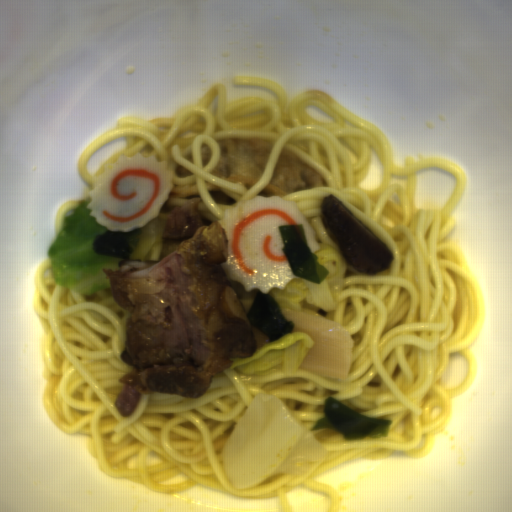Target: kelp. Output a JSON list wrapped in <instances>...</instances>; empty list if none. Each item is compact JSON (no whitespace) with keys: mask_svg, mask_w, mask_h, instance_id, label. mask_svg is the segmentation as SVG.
<instances>
[{"mask_svg":"<svg viewBox=\"0 0 512 512\" xmlns=\"http://www.w3.org/2000/svg\"><path fill=\"white\" fill-rule=\"evenodd\" d=\"M246 316L250 326L268 335L271 343L292 333L295 326L284 316L273 296L269 292L262 293L260 289H257Z\"/></svg>","mask_w":512,"mask_h":512,"instance_id":"kelp-3","label":"kelp"},{"mask_svg":"<svg viewBox=\"0 0 512 512\" xmlns=\"http://www.w3.org/2000/svg\"><path fill=\"white\" fill-rule=\"evenodd\" d=\"M278 235L293 275L318 285L329 270L318 262L319 255L312 253L303 224L278 225Z\"/></svg>","mask_w":512,"mask_h":512,"instance_id":"kelp-2","label":"kelp"},{"mask_svg":"<svg viewBox=\"0 0 512 512\" xmlns=\"http://www.w3.org/2000/svg\"><path fill=\"white\" fill-rule=\"evenodd\" d=\"M325 417L319 419L310 430L330 428L341 434L344 440L356 441L365 437L388 438L393 420L373 419L359 414L334 397L323 402Z\"/></svg>","mask_w":512,"mask_h":512,"instance_id":"kelp-1","label":"kelp"},{"mask_svg":"<svg viewBox=\"0 0 512 512\" xmlns=\"http://www.w3.org/2000/svg\"><path fill=\"white\" fill-rule=\"evenodd\" d=\"M140 231L139 227L128 232L111 231L108 228L102 234L94 236L91 246L99 255L129 260L130 254L134 253L131 245L136 244Z\"/></svg>","mask_w":512,"mask_h":512,"instance_id":"kelp-4","label":"kelp"}]
</instances>
